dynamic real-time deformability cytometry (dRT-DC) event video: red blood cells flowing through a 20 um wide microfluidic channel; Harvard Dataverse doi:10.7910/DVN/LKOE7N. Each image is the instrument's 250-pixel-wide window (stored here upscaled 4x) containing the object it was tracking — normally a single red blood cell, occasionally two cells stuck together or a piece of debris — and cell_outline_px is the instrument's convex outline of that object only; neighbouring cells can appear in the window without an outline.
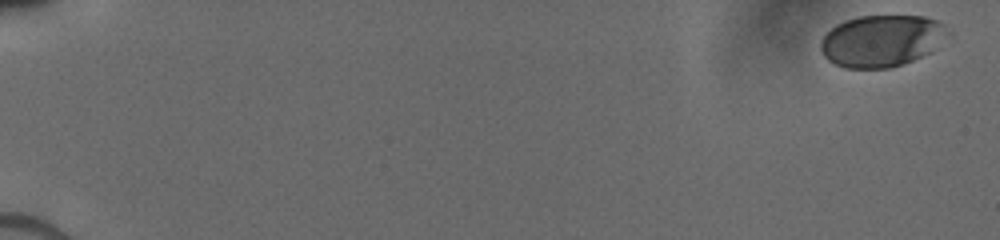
{"species": "human", "species_latin": "Homo sapiens", "temperature_condition": "cold", "stored_images_in_passage": 55, "camera_frame_rate_fps": 3000, "um_per_image_px": 0.085, "donor": {"sex": "male"}, "frame": {"image": 1, "passage_image": 1, "time_ms": 0.0, "image_size_px": [1000, 240], "cell_outline_px": [[952, 32], [928, 52], [904, 64], [892, 68], [844, 68], [828, 60], [824, 56], [820, 48], [820, 40], [836, 24], [844, 20], [860, 16], [924, 16], [936, 20], [944, 24]], "centroid_in_image_um": [74.93, 3.46], "position_along_channel_um": 10.1, "area_um2": 38.32}}
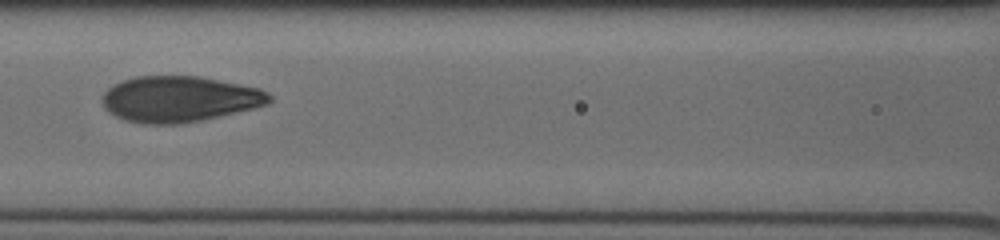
{"frame": {"image": 2, "passage_image": 34, "time_ms": 8.333, "image_size_px": [1000, 240], "cell_outline_px": [[272, 100], [268, 104], [256, 108], [200, 120], [180, 124], [144, 124], [124, 120], [108, 112], [104, 108], [104, 92], [108, 88], [124, 80], [136, 76], [200, 76], [260, 88], [268, 92], [272, 96]], "centroid_in_image_um": [15.29, 8.42], "position_along_channel_um": 151.3, "area_um2": 44.68}}
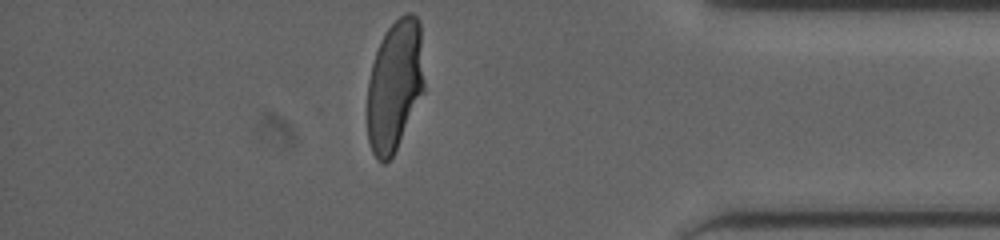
{"frame": {"image": 3, "passage_image": 54, "time_ms": 15.0, "image_size_px": [1000, 240], "cell_outline_px": [[424, 92], [392, 156], [384, 164], [376, 160], [372, 152], [368, 140], [368, 80], [372, 64], [380, 40], [388, 28], [404, 12], [412, 12], [420, 20], [424, 80]], "centroid_in_image_um": [33.56, 7.24], "position_along_channel_um": 401.6, "area_um2": 43.58}}